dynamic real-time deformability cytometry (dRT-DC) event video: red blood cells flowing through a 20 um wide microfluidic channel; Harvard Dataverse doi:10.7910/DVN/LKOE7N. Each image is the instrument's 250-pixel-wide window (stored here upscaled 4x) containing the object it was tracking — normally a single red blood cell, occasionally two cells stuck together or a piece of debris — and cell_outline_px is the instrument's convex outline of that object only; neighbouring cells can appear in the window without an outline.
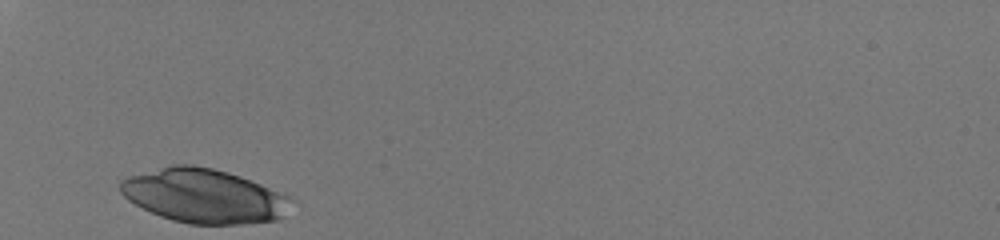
{"species": "human", "species_latin": "Homo sapiens", "temperature_condition": "room temperature", "stored_images_in_passage": 26, "camera_frame_rate_fps": 3000, "um_per_image_px": 0.085, "donor": {"sex": "male"}, "frame": {"image": 1, "passage_image": 1, "time_ms": 0.0, "image_size_px": [1000, 240], "cell_outline_px": [[292, 200], [280, 216], [276, 220], [244, 224], [188, 224], [172, 220], [160, 216], [128, 200], [120, 192], [120, 180], [128, 176], [168, 164], [192, 164], [212, 168], [228, 172], [240, 176], [292, 196]], "centroid_in_image_um": [17.29, 16.63], "position_along_channel_um": 67.7, "area_um2": 53.81}}
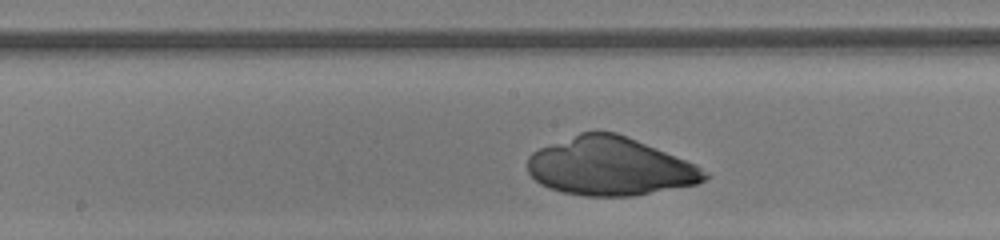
{"frame": {"image": 2, "passage_image": 12, "time_ms": 3.667, "image_size_px": [1000, 240], "cell_outline_px": [[708, 176], [704, 180], [696, 184], [632, 196], [584, 196], [564, 192], [548, 188], [540, 184], [528, 172], [528, 156], [532, 152], [540, 148], [580, 132], [616, 132], [696, 164], [708, 172]], "centroid_in_image_um": [51.84, 14.15], "position_along_channel_um": 196.4, "area_um2": 59.65}}
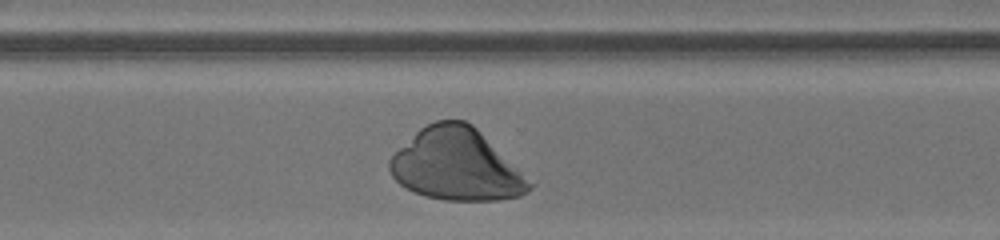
{"frame": {"image": 3, "passage_image": 22, "time_ms": 7.0, "image_size_px": [1000, 240], "cell_outline_px": [[536, 184], [528, 192], [520, 196], [500, 200], [444, 200], [424, 196], [412, 192], [400, 184], [392, 176], [388, 168], [388, 160], [420, 128], [436, 120], [464, 120], [472, 124]], "centroid_in_image_um": [38.82, 14.02], "position_along_channel_um": 331.8, "area_um2": 58.55}}